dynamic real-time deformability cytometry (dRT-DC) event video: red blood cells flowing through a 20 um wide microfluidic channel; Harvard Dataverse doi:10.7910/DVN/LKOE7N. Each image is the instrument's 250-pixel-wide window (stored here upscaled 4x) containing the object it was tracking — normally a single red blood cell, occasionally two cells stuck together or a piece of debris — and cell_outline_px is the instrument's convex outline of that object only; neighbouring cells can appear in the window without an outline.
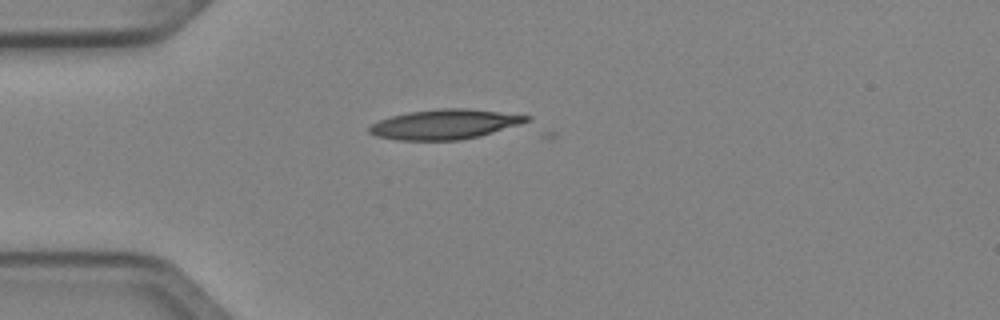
{"species": "Egyptian fruit bat (a non-hibernating species)", "species_latin": "Rousettus aegyptiacus", "temperature_condition": "cold", "stored_images_in_passage": 2, "camera_frame_rate_fps": 3000, "um_per_image_px": 0.085, "animal": {"sex": "female"}, "frame": {"image": 1, "passage_image": 1, "time_ms": 0.0, "image_size_px": [1000, 320], "cell_outline_px": [[532, 124], [480, 136], [460, 140], [396, 140], [376, 136], [368, 132], [368, 128], [372, 124], [380, 120], [392, 116], [408, 112], [436, 108], [472, 108], [532, 116]], "centroid_in_image_um": [37.97, 10.56], "position_along_channel_um": 47.0, "area_um2": 28.21}}